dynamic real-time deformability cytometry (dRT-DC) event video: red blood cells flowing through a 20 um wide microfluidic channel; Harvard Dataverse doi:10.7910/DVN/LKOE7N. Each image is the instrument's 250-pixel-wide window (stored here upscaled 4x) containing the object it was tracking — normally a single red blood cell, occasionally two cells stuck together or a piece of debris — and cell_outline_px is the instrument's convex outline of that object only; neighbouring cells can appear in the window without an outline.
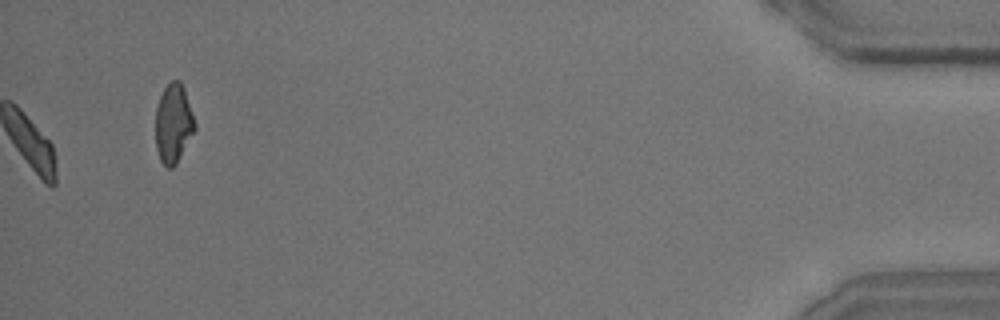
{"species": "common noctule bat (a hibernating species)", "species_latin": "Nyctalus noctula", "temperature_condition": "room temperature", "stored_images_in_passage": 50, "camera_frame_rate_fps": 3000, "um_per_image_px": 0.085, "animal": {"sex": "male", "body_mass_g": 15.6}, "frame": {"image": 1, "passage_image": 50, "time_ms": 16.333, "image_size_px": [1000, 320], "cell_outline_px": [[196, 128], [176, 164], [172, 168], [168, 168], [160, 160], [156, 148], [156, 108], [160, 96], [164, 88], [172, 80], [180, 80], [184, 88], [196, 124]], "centroid_in_image_um": [14.74, 10.49], "position_along_channel_um": 420.5, "area_um2": 17.98}, "authors_computed_cell_mechanics": {"area_um2": 17.9758, "velocity_mm_per_s": 4.0519, "shape_relaxation_time_tau1_ms": 5.1861, "shape_relaxation_time_tau2_ms": 4.6668, "deformation_change_tau1": 0.1575, "deformation_change_tau2": 0.1193}}